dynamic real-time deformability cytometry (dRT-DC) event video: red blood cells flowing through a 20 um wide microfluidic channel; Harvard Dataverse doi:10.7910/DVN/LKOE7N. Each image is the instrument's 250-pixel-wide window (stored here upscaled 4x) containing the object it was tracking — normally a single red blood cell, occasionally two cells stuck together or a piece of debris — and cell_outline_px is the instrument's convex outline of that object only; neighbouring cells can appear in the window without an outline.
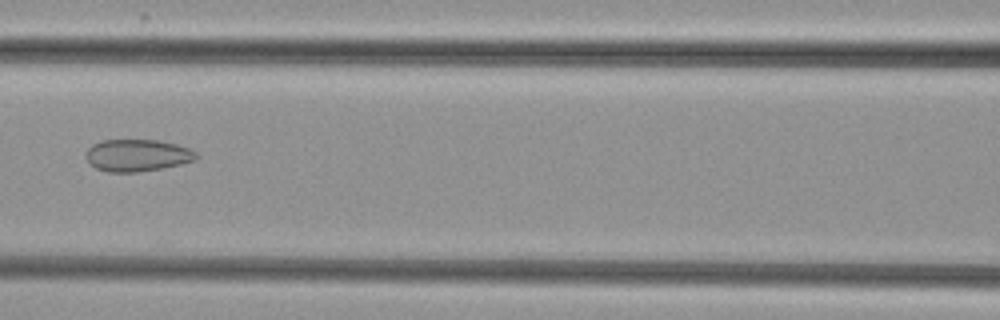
{"species": "common noctule bat (a hibernating species)", "species_latin": "Nyctalus noctula", "temperature_condition": "cold", "stored_images_in_passage": 4, "camera_frame_rate_fps": 3000, "um_per_image_px": 0.085, "animal": {"sex": "female", "body_mass_g": 29.2, "forearm_length_mm": 56.3}, "frame": {"image": 1, "passage_image": 4, "time_ms": 3.333, "image_size_px": [1000, 320], "cell_outline_px": [[200, 156], [196, 160], [180, 164], [160, 168], [136, 172], [108, 172], [96, 168], [84, 156], [88, 148], [92, 144], [100, 140], [156, 140], [176, 144], [188, 148], [196, 152]], "centroid_in_image_um": [11.66, 13.19], "position_along_channel_um": 154.9, "area_um2": 20.58}}